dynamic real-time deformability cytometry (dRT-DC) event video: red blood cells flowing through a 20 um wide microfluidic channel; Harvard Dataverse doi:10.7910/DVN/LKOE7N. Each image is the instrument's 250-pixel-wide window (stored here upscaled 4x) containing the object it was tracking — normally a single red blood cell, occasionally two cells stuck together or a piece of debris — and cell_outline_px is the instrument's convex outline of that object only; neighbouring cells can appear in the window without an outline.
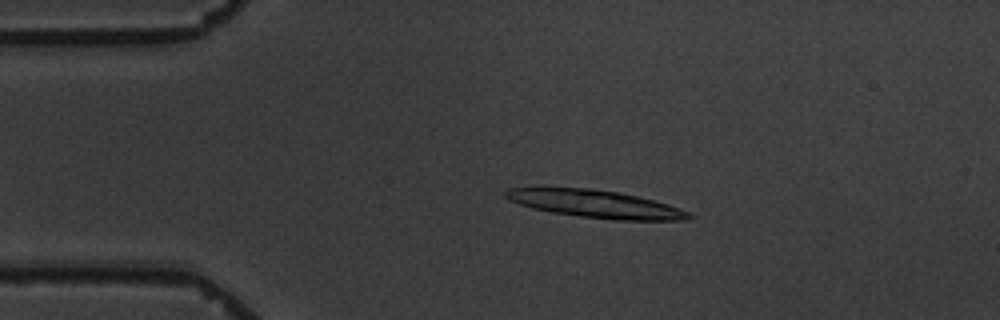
{"species": "common noctule bat (a hibernating species)", "species_latin": "Nyctalus noctula", "temperature_condition": "warm", "stored_images_in_passage": 6, "camera_frame_rate_fps": 3000, "um_per_image_px": 0.085, "animal": {"sex": "male", "body_mass_g": 19.5, "forearm_length_mm": 54.6}, "frame": {"image": 1, "passage_image": 4, "time_ms": 3.333, "image_size_px": [1000, 320], "cell_outline_px": [[692, 216], [684, 220], [616, 220], [580, 216], [552, 212], [532, 208], [508, 200], [504, 196], [504, 192], [508, 188], [540, 184], [544, 184], [588, 188], [620, 192], [668, 204], [680, 208], [688, 212]], "centroid_in_image_um": [50.43, 17.27], "position_along_channel_um": 34.6, "area_um2": 30.4}}
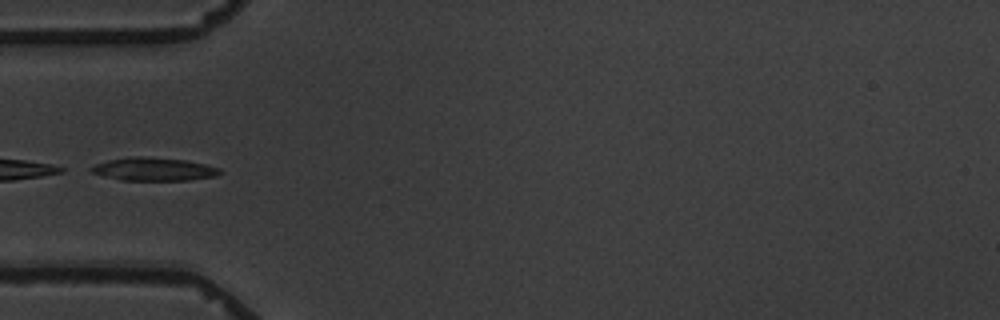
{"frame": {"image": 2, "passage_image": 6, "time_ms": 5.667, "image_size_px": [1000, 320], "cell_outline_px": [[224, 172], [216, 176], [188, 180], [120, 180], [104, 176], [92, 172], [88, 168], [96, 164], [108, 160], [132, 156], [144, 156], [184, 160], [204, 164], [220, 168]], "centroid_in_image_um": [13.08, 14.38], "position_along_channel_um": 71.9, "area_um2": 17.34}}